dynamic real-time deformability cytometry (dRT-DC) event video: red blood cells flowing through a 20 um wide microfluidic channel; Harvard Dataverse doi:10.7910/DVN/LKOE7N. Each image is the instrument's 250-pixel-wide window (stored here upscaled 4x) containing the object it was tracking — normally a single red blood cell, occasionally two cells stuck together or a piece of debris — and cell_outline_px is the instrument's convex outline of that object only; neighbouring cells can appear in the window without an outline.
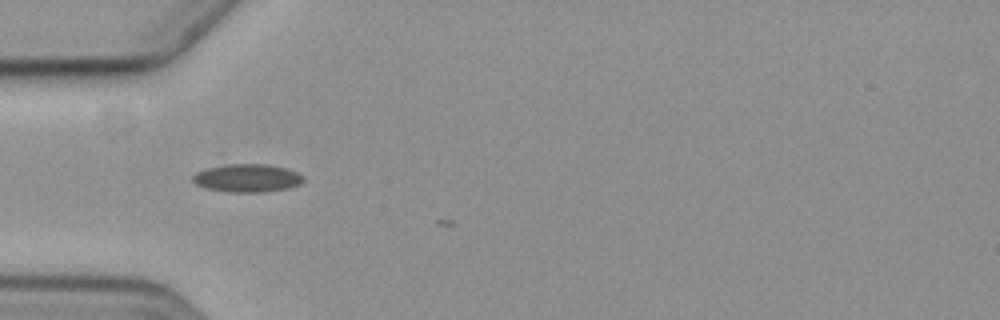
{"species": "common noctule bat (a hibernating species)", "species_latin": "Nyctalus noctula", "temperature_condition": "cold", "stored_images_in_passage": 2, "camera_frame_rate_fps": 3000, "um_per_image_px": 0.085, "animal": {"sex": "female", "body_mass_g": 19.3, "forearm_length_mm": 54.1}, "frame": {"image": 1, "passage_image": 1, "time_ms": 0.0, "image_size_px": [1000, 320], "cell_outline_px": [[304, 180], [300, 184], [288, 188], [264, 192], [228, 192], [208, 188], [196, 184], [192, 180], [192, 176], [196, 172], [208, 168], [224, 164], [268, 164], [284, 168], [296, 172], [304, 176]], "centroid_in_image_um": [21.02, 15.13], "position_along_channel_um": 64.0, "area_um2": 18.03}}